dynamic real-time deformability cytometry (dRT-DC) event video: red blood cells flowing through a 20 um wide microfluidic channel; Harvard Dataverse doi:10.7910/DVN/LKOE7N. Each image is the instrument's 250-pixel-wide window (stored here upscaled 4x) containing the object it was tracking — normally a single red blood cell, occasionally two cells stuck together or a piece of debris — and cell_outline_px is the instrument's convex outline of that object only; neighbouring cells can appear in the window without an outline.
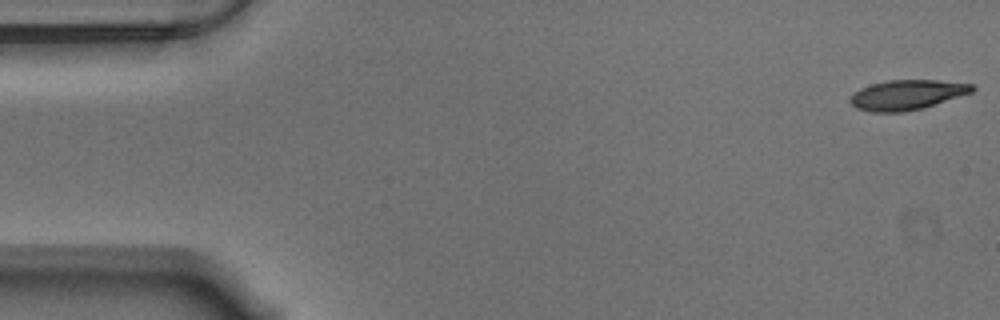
{"species": "Egyptian fruit bat (a non-hibernating species)", "species_latin": "Rousettus aegyptiacus", "temperature_condition": "warm", "stored_images_in_passage": 56, "camera_frame_rate_fps": 3000, "um_per_image_px": 0.085, "animal": {"sex": "male"}, "frame": {"image": 1, "passage_image": 1, "time_ms": 0.0, "image_size_px": [1000, 320], "cell_outline_px": [[976, 88], [972, 92], [920, 108], [904, 112], [872, 112], [856, 108], [848, 100], [860, 88], [872, 84], [888, 80], [936, 80], [972, 84]], "centroid_in_image_um": [77.07, 8.05], "position_along_channel_um": 7.9, "area_um2": 20.87}}
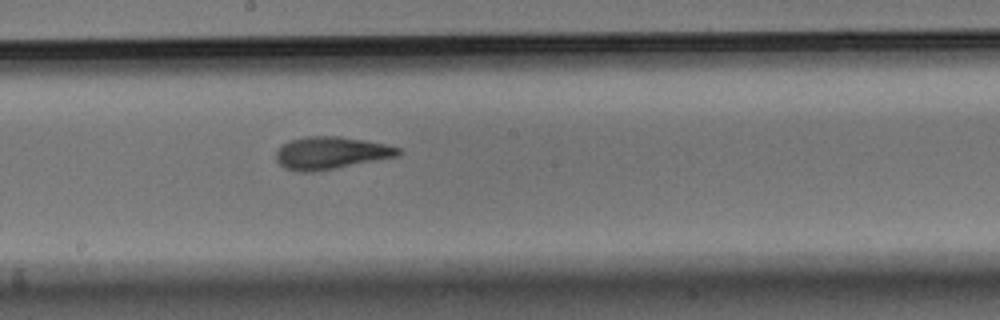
{"frame": {"image": 2, "passage_image": 30, "time_ms": 9.667, "image_size_px": [1000, 320], "cell_outline_px": [[404, 152], [396, 156], [312, 172], [300, 172], [284, 168], [276, 160], [276, 152], [284, 144], [292, 140], [308, 136], [340, 136], [364, 140], [384, 144], [400, 148]], "centroid_in_image_um": [28.11, 12.99], "position_along_channel_um": 220.1, "area_um2": 22.66}}
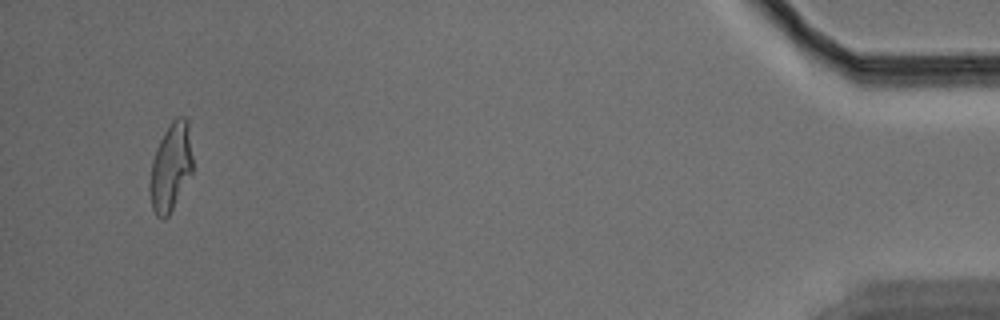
{"frame": {"image": 3, "passage_image": 54, "time_ms": 17.667, "image_size_px": [1000, 320], "cell_outline_px": [[192, 172], [168, 216], [164, 220], [156, 216], [152, 208], [148, 188], [152, 160], [156, 148], [164, 132], [172, 120], [176, 116], [184, 116], [188, 120], [192, 156]], "centroid_in_image_um": [14.49, 14.2], "position_along_channel_um": 420.7, "area_um2": 22.02}, "authors_computed_cell_mechanics": {"area_um2": 22.3686, "velocity_mm_per_s": 3.5243, "shape_relaxation_time_tau1_ms": 6.3266, "shape_relaxation_time_tau2_ms": 2.0562, "deformation_change_tau1": 0.2474, "deformation_change_tau2": 0.0988}}